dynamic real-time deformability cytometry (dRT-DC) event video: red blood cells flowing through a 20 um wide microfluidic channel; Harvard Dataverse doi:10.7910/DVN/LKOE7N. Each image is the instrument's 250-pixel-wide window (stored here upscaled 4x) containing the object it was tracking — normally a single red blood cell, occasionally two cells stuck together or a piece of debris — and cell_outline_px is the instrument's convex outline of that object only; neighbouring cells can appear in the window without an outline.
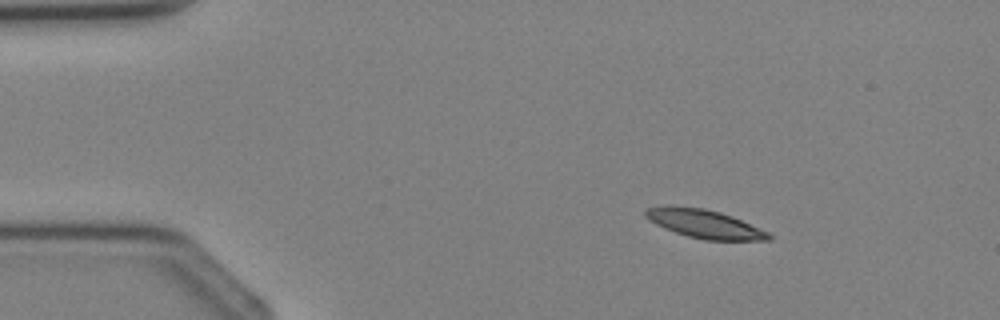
{"species": "Egyptian fruit bat (a non-hibernating species)", "species_latin": "Rousettus aegyptiacus", "temperature_condition": "cold", "stored_images_in_passage": 2, "camera_frame_rate_fps": 3000, "um_per_image_px": 0.085, "animal": {"sex": "female"}, "frame": {"image": 1, "passage_image": 1, "time_ms": 0.0, "image_size_px": [1000, 320], "cell_outline_px": [[772, 240], [704, 240], [688, 236], [664, 228], [648, 220], [644, 216], [644, 212], [648, 208], [668, 204], [704, 208], [720, 212], [732, 216], [768, 232], [772, 236]], "centroid_in_image_um": [59.84, 19.01], "position_along_channel_um": 25.2, "area_um2": 20.58}}